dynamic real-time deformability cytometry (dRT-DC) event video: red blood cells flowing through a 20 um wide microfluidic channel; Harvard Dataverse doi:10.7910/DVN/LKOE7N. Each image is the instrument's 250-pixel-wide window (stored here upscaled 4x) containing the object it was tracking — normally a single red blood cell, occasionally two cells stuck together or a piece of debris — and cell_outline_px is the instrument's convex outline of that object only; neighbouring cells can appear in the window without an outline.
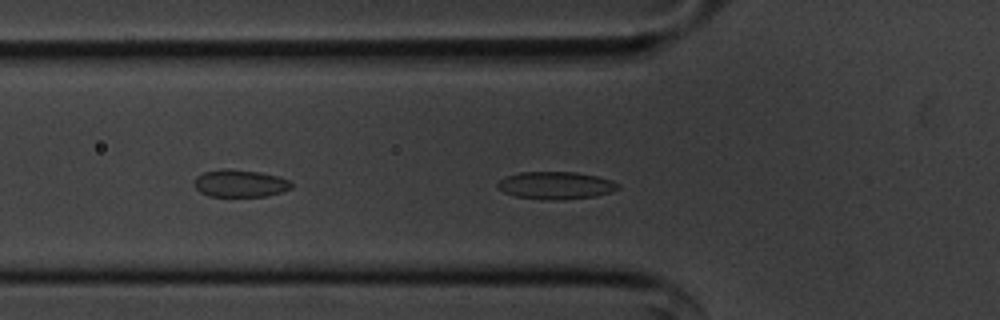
{"species": "common noctule bat (a hibernating species)", "species_latin": "Nyctalus noctula", "temperature_condition": "cold", "stored_images_in_passage": 30, "camera_frame_rate_fps": 3000, "um_per_image_px": 0.085, "animal": {"sex": "male", "body_mass_g": 20.1, "forearm_length_mm": 53.5}, "frame": {"image": 1, "passage_image": 4, "time_ms": 1.0, "image_size_px": [1000, 320], "cell_outline_px": [[620, 188], [596, 196], [564, 200], [548, 200], [516, 196], [504, 192], [496, 184], [500, 180], [508, 176], [520, 172], [576, 172], [596, 176], [612, 180], [620, 184]], "centroid_in_image_um": [47.27, 15.76], "position_along_channel_um": 78.5, "area_um2": 19.19}}
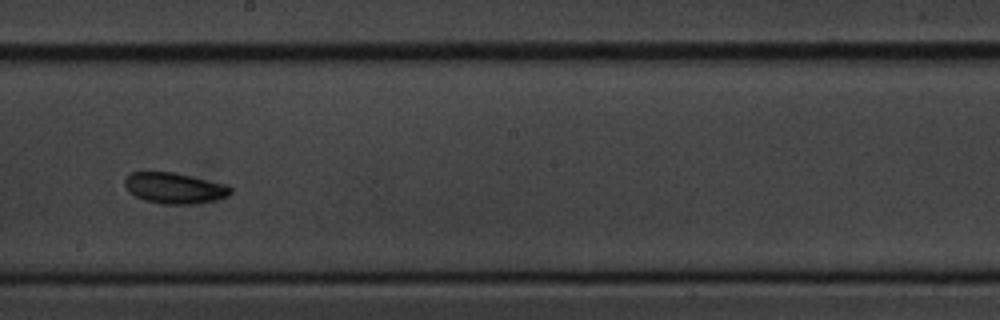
{"frame": {"image": 2, "passage_image": 17, "time_ms": 5.333, "image_size_px": [1000, 320], "cell_outline_px": [[232, 192], [228, 196], [216, 200], [196, 204], [160, 204], [144, 200], [128, 192], [124, 184], [124, 180], [132, 172], [172, 172], [228, 184], [232, 188]], "centroid_in_image_um": [14.86, 16.0], "position_along_channel_um": 233.3, "area_um2": 19.19}}
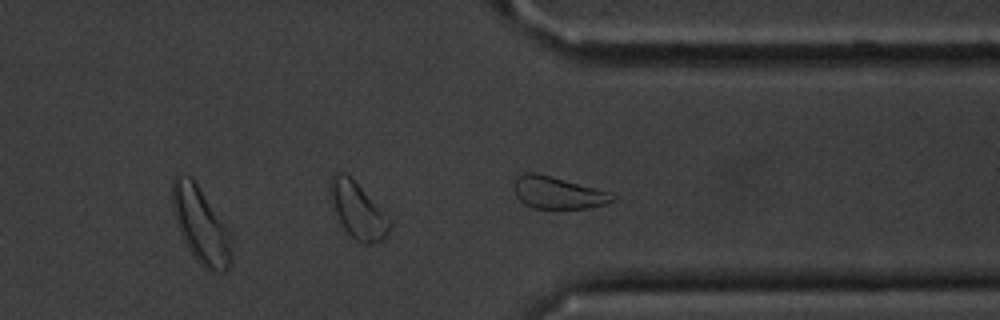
{"frame": {"image": 3, "passage_image": 28, "time_ms": 9.0, "image_size_px": [1000, 320], "cell_outline_px": [[620, 196], [616, 200], [608, 204], [588, 208], [532, 208], [524, 204], [516, 196], [516, 176], [524, 172], [536, 172], [608, 192]], "centroid_in_image_um": [47.45, 16.39], "position_along_channel_um": 363.9, "area_um2": 18.32}, "authors_computed_cell_mechanics": {"area_um2": 18.6116, "velocity_mm_per_s": 3.5589, "shape_relaxation_time_tau1_ms": null, "shape_relaxation_time_tau2_ms": 3.68, "deformation_change_tau1": null, "deformation_change_tau2": 0.0727}}